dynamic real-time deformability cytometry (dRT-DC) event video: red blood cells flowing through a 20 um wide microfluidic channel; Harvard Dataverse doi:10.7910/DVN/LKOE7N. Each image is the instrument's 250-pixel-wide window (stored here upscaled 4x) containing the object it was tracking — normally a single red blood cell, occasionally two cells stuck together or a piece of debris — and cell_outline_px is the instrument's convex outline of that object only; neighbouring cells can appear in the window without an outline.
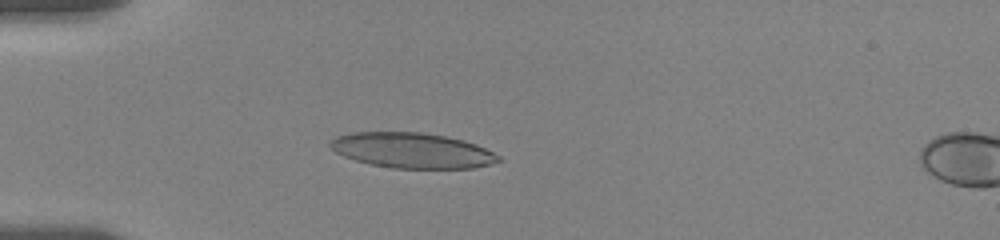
{"species": "human", "species_latin": "Homo sapiens", "temperature_condition": "room temperature", "stored_images_in_passage": 56, "camera_frame_rate_fps": 3000, "um_per_image_px": 0.085, "donor": {"sex": "female"}, "frame": {"image": 1, "passage_image": 15, "time_ms": 4.667, "image_size_px": [1000, 240], "cell_outline_px": [[504, 160], [492, 164], [472, 168], [392, 168], [372, 164], [356, 160], [344, 156], [336, 152], [328, 144], [336, 136], [352, 132], [420, 132], [444, 136], [464, 140], [476, 144], [500, 156]], "centroid_in_image_um": [35.05, 12.78], "position_along_channel_um": 49.9, "area_um2": 34.51}}
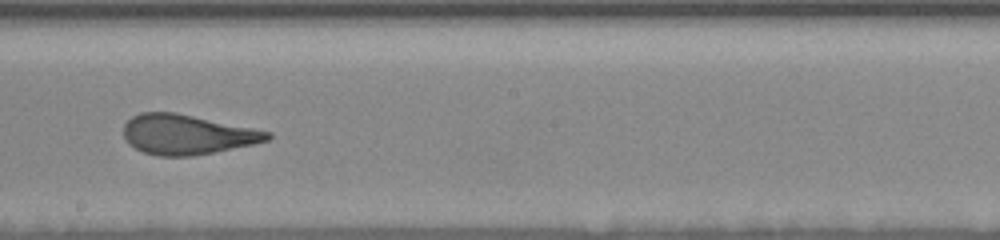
{"frame": {"image": 2, "passage_image": 32, "time_ms": 10.333, "image_size_px": [1000, 240], "cell_outline_px": [[272, 136], [268, 140], [252, 144], [192, 156], [156, 156], [144, 152], [128, 144], [124, 136], [124, 124], [132, 116], [140, 112], [176, 112], [272, 132]], "centroid_in_image_um": [15.86, 11.42], "position_along_channel_um": 232.3, "area_um2": 33.23}}
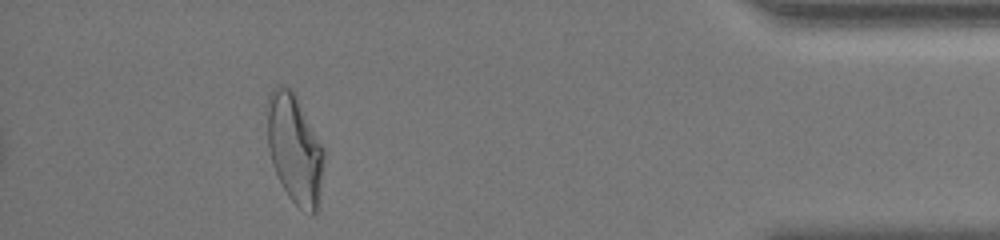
{"frame": {"image": 3, "passage_image": 51, "time_ms": 16.667, "image_size_px": [1000, 240], "cell_outline_px": [[324, 156], [316, 212], [312, 216], [300, 208], [288, 196], [272, 164], [268, 148], [268, 96], [272, 88], [276, 84], [280, 84], [292, 88], [324, 148]], "centroid_in_image_um": [25.03, 12.61], "position_along_channel_um": 410.2, "area_um2": 35.72}, "authors_computed_cell_mechanics": {"area_um2": 34.102, "velocity_mm_per_s": 3.5243, "shape_relaxation_time_tau1_ms": 5.0395, "shape_relaxation_time_tau2_ms": 1.1466, "deformation_change_tau1": 0.2019, "deformation_change_tau2": 0.0971}}